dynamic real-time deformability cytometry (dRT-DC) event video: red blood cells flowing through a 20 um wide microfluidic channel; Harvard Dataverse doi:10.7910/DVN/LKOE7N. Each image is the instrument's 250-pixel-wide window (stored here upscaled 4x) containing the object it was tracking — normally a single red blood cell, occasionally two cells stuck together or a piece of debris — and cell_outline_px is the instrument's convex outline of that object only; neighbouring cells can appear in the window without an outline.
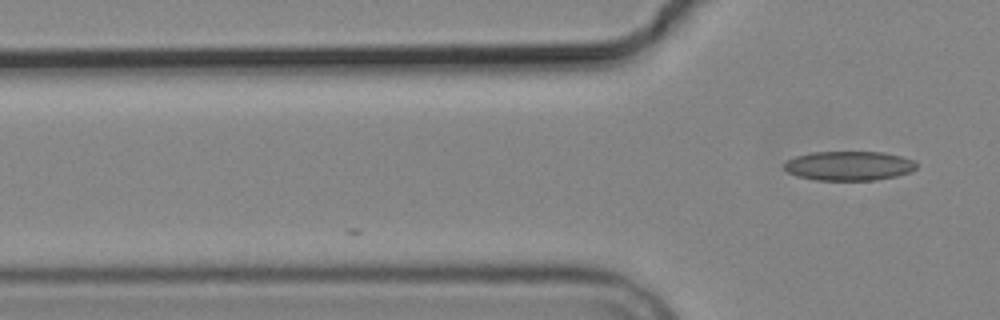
{"species": "common noctule bat (a hibernating species)", "species_latin": "Nyctalus noctula", "temperature_condition": "cold", "stored_images_in_passage": 4, "camera_frame_rate_fps": 3000, "um_per_image_px": 0.085, "animal": {"sex": "male", "body_mass_g": 19.2, "forearm_length_mm": 51.8}, "frame": {"image": 1, "passage_image": 4, "time_ms": 4.667, "image_size_px": [1000, 320], "cell_outline_px": [[916, 168], [912, 172], [896, 176], [876, 180], [816, 180], [796, 176], [788, 172], [784, 168], [784, 164], [788, 160], [796, 156], [812, 152], [884, 152], [900, 156], [912, 160], [916, 164]], "centroid_in_image_um": [72.16, 14.1], "position_along_channel_um": 53.6, "area_um2": 22.6}}